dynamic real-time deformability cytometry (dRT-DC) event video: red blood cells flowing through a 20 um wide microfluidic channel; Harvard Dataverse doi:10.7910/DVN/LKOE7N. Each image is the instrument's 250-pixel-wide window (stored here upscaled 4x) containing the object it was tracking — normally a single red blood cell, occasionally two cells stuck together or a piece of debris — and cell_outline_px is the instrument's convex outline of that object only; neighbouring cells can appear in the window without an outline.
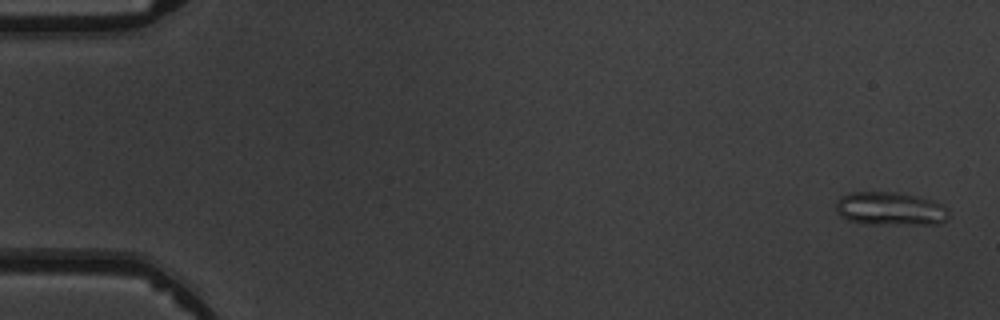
{"species": "common noctule bat (a hibernating species)", "species_latin": "Nyctalus noctula", "temperature_condition": "warm", "stored_images_in_passage": 5, "camera_frame_rate_fps": 3000, "um_per_image_px": 0.085, "animal": {"sex": "male", "body_mass_g": 19.5, "forearm_length_mm": 54.6}, "frame": {"image": 1, "passage_image": 1, "time_ms": 0.0, "image_size_px": [1000, 320], "cell_outline_px": [[948, 216], [944, 220], [936, 224], [864, 224], [848, 220], [840, 216], [836, 212], [836, 200], [840, 196], [848, 192], [896, 192], [932, 200], [948, 208]], "centroid_in_image_um": [75.61, 17.74], "position_along_channel_um": 9.4, "area_um2": 22.02}}
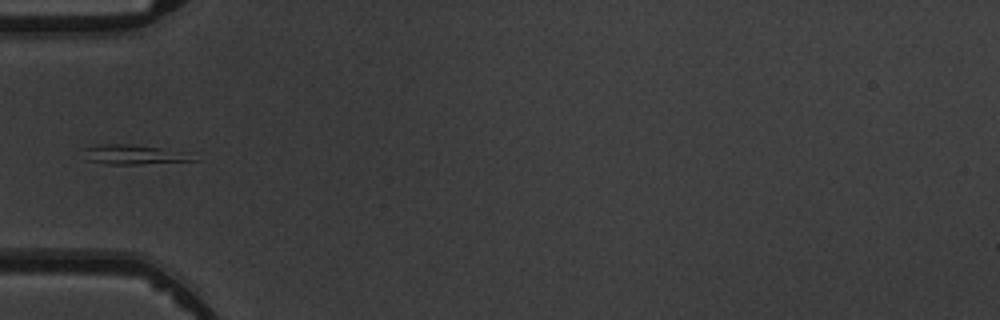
{"frame": {"image": 2, "passage_image": 5, "time_ms": 5.333, "image_size_px": [1000, 320], "cell_outline_px": [[200, 160], [140, 164], [108, 164], [88, 160], [84, 148], [100, 144], [128, 144], [196, 152]], "centroid_in_image_um": [11.59, 13.13], "position_along_channel_um": 73.4, "area_um2": 12.77}}